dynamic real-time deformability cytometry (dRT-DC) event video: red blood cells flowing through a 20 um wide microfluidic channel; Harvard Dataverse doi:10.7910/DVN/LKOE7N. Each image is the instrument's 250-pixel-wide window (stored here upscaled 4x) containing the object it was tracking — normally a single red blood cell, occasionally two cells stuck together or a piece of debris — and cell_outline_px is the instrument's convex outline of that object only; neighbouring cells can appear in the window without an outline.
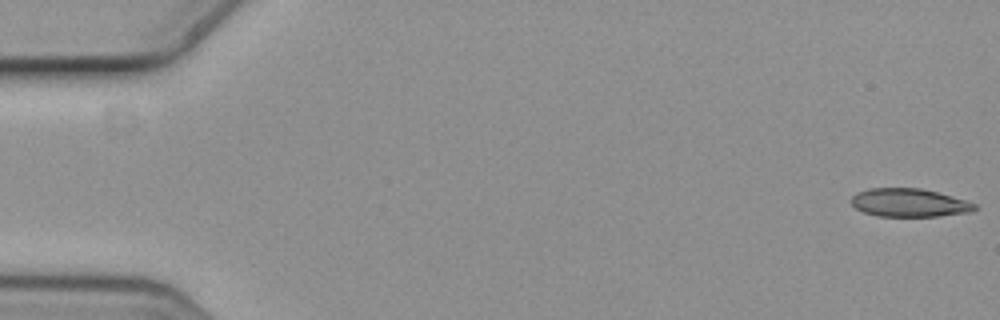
{"species": "common noctule bat (a hibernating species)", "species_latin": "Nyctalus noctula", "temperature_condition": "cold", "stored_images_in_passage": 6, "camera_frame_rate_fps": 3000, "um_per_image_px": 0.085, "animal": {"sex": "female", "body_mass_g": 19.3, "forearm_length_mm": 54.1}, "frame": {"image": 1, "passage_image": 1, "time_ms": 0.0, "image_size_px": [1000, 320], "cell_outline_px": [[976, 208], [972, 212], [940, 216], [876, 216], [864, 212], [856, 208], [852, 204], [852, 196], [856, 192], [868, 188], [920, 188], [936, 192], [964, 200], [976, 204]], "centroid_in_image_um": [77.26, 17.23], "position_along_channel_um": 7.7, "area_um2": 20.23}}
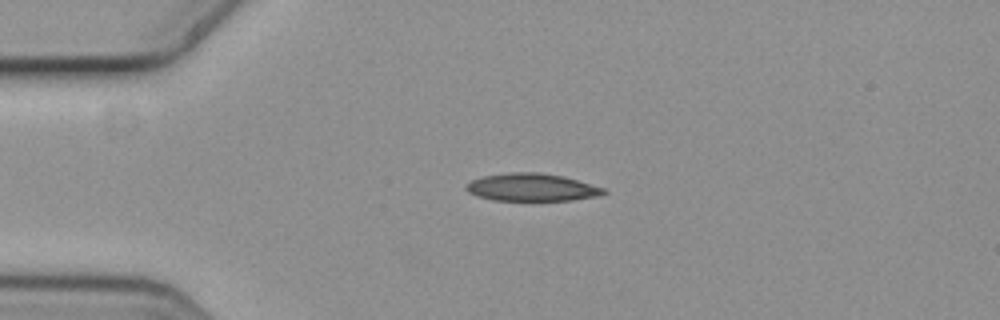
{"frame": {"image": 2, "passage_image": 4, "time_ms": 1.0, "image_size_px": [1000, 320], "cell_outline_px": [[608, 192], [600, 196], [572, 200], [492, 200], [476, 196], [468, 192], [464, 188], [472, 180], [484, 176], [512, 172], [540, 172], [564, 176], [604, 188]], "centroid_in_image_um": [45.22, 15.92], "position_along_channel_um": 39.8, "area_um2": 22.14}}
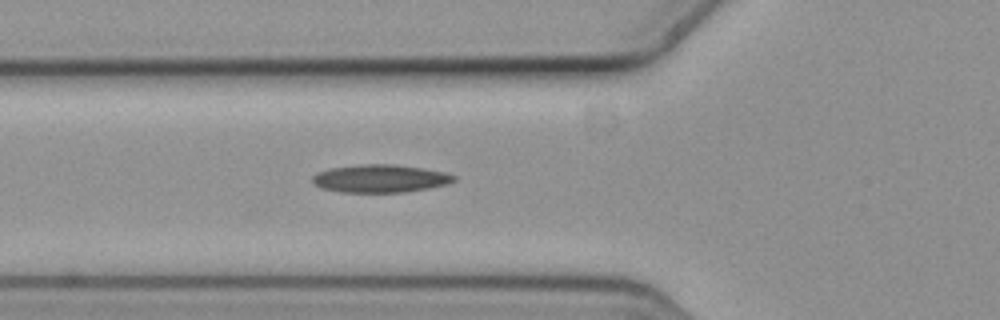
{"frame": {"image": 3, "passage_image": 6, "time_ms": 1.667, "image_size_px": [1000, 320], "cell_outline_px": [[456, 180], [448, 184], [428, 188], [404, 192], [340, 192], [320, 188], [312, 184], [312, 176], [316, 172], [328, 168], [360, 164], [396, 164], [444, 172], [456, 176]], "centroid_in_image_um": [32.26, 15.17], "position_along_channel_um": 93.5, "area_um2": 23.18}}